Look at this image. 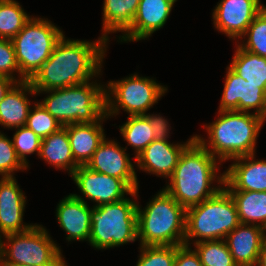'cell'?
<instances>
[{
  "label": "cell",
  "instance_id": "1",
  "mask_svg": "<svg viewBox=\"0 0 266 266\" xmlns=\"http://www.w3.org/2000/svg\"><path fill=\"white\" fill-rule=\"evenodd\" d=\"M108 44L103 36L87 41L63 35L50 57L29 80L32 88L35 92L62 89L102 76Z\"/></svg>",
  "mask_w": 266,
  "mask_h": 266
},
{
  "label": "cell",
  "instance_id": "2",
  "mask_svg": "<svg viewBox=\"0 0 266 266\" xmlns=\"http://www.w3.org/2000/svg\"><path fill=\"white\" fill-rule=\"evenodd\" d=\"M220 165L222 163L194 139L181 153L163 189L185 209L198 205L223 188L224 172H219Z\"/></svg>",
  "mask_w": 266,
  "mask_h": 266
},
{
  "label": "cell",
  "instance_id": "3",
  "mask_svg": "<svg viewBox=\"0 0 266 266\" xmlns=\"http://www.w3.org/2000/svg\"><path fill=\"white\" fill-rule=\"evenodd\" d=\"M215 121L203 128L208 137L195 139L221 163L238 157L256 154L257 138L263 123L261 117L242 111H218Z\"/></svg>",
  "mask_w": 266,
  "mask_h": 266
},
{
  "label": "cell",
  "instance_id": "4",
  "mask_svg": "<svg viewBox=\"0 0 266 266\" xmlns=\"http://www.w3.org/2000/svg\"><path fill=\"white\" fill-rule=\"evenodd\" d=\"M185 222L186 209L162 188L144 208L137 204L139 245H183Z\"/></svg>",
  "mask_w": 266,
  "mask_h": 266
},
{
  "label": "cell",
  "instance_id": "5",
  "mask_svg": "<svg viewBox=\"0 0 266 266\" xmlns=\"http://www.w3.org/2000/svg\"><path fill=\"white\" fill-rule=\"evenodd\" d=\"M99 77L62 89L36 92L37 96L47 94L39 103L62 127L98 122L105 115V84L98 83Z\"/></svg>",
  "mask_w": 266,
  "mask_h": 266
},
{
  "label": "cell",
  "instance_id": "6",
  "mask_svg": "<svg viewBox=\"0 0 266 266\" xmlns=\"http://www.w3.org/2000/svg\"><path fill=\"white\" fill-rule=\"evenodd\" d=\"M138 190L129 197L113 203L93 206L90 213L89 244L95 250H108L138 240Z\"/></svg>",
  "mask_w": 266,
  "mask_h": 266
},
{
  "label": "cell",
  "instance_id": "7",
  "mask_svg": "<svg viewBox=\"0 0 266 266\" xmlns=\"http://www.w3.org/2000/svg\"><path fill=\"white\" fill-rule=\"evenodd\" d=\"M239 224L235 201L223 187L213 197L186 209L184 245L224 240Z\"/></svg>",
  "mask_w": 266,
  "mask_h": 266
},
{
  "label": "cell",
  "instance_id": "8",
  "mask_svg": "<svg viewBox=\"0 0 266 266\" xmlns=\"http://www.w3.org/2000/svg\"><path fill=\"white\" fill-rule=\"evenodd\" d=\"M61 251L42 224L0 238L1 265L68 266Z\"/></svg>",
  "mask_w": 266,
  "mask_h": 266
},
{
  "label": "cell",
  "instance_id": "9",
  "mask_svg": "<svg viewBox=\"0 0 266 266\" xmlns=\"http://www.w3.org/2000/svg\"><path fill=\"white\" fill-rule=\"evenodd\" d=\"M105 115L116 117L122 109L128 115L147 114L168 91L153 77L130 74L120 80H110L105 84Z\"/></svg>",
  "mask_w": 266,
  "mask_h": 266
},
{
  "label": "cell",
  "instance_id": "10",
  "mask_svg": "<svg viewBox=\"0 0 266 266\" xmlns=\"http://www.w3.org/2000/svg\"><path fill=\"white\" fill-rule=\"evenodd\" d=\"M54 24L48 18L33 16L11 40L20 76L25 80L35 75L64 35L63 30Z\"/></svg>",
  "mask_w": 266,
  "mask_h": 266
},
{
  "label": "cell",
  "instance_id": "11",
  "mask_svg": "<svg viewBox=\"0 0 266 266\" xmlns=\"http://www.w3.org/2000/svg\"><path fill=\"white\" fill-rule=\"evenodd\" d=\"M70 177L82 194L73 195L84 202L92 201L93 206L120 201L134 192L124 180L92 171L85 165H79Z\"/></svg>",
  "mask_w": 266,
  "mask_h": 266
},
{
  "label": "cell",
  "instance_id": "12",
  "mask_svg": "<svg viewBox=\"0 0 266 266\" xmlns=\"http://www.w3.org/2000/svg\"><path fill=\"white\" fill-rule=\"evenodd\" d=\"M127 147L114 139L104 138L85 165L90 170L124 180L134 191L139 189L136 164L132 162ZM135 167V168H134Z\"/></svg>",
  "mask_w": 266,
  "mask_h": 266
},
{
  "label": "cell",
  "instance_id": "13",
  "mask_svg": "<svg viewBox=\"0 0 266 266\" xmlns=\"http://www.w3.org/2000/svg\"><path fill=\"white\" fill-rule=\"evenodd\" d=\"M223 87L218 111L235 110L261 116L265 106L266 88L244 80L229 66L226 67Z\"/></svg>",
  "mask_w": 266,
  "mask_h": 266
},
{
  "label": "cell",
  "instance_id": "14",
  "mask_svg": "<svg viewBox=\"0 0 266 266\" xmlns=\"http://www.w3.org/2000/svg\"><path fill=\"white\" fill-rule=\"evenodd\" d=\"M266 5L261 0H220L212 11L214 29L236 42Z\"/></svg>",
  "mask_w": 266,
  "mask_h": 266
},
{
  "label": "cell",
  "instance_id": "15",
  "mask_svg": "<svg viewBox=\"0 0 266 266\" xmlns=\"http://www.w3.org/2000/svg\"><path fill=\"white\" fill-rule=\"evenodd\" d=\"M178 0H140L132 24L116 37L118 42L147 40L164 27Z\"/></svg>",
  "mask_w": 266,
  "mask_h": 266
},
{
  "label": "cell",
  "instance_id": "16",
  "mask_svg": "<svg viewBox=\"0 0 266 266\" xmlns=\"http://www.w3.org/2000/svg\"><path fill=\"white\" fill-rule=\"evenodd\" d=\"M194 139L195 135L186 142L175 144L169 140H154L135 158L136 170L168 179L177 166L181 153Z\"/></svg>",
  "mask_w": 266,
  "mask_h": 266
},
{
  "label": "cell",
  "instance_id": "17",
  "mask_svg": "<svg viewBox=\"0 0 266 266\" xmlns=\"http://www.w3.org/2000/svg\"><path fill=\"white\" fill-rule=\"evenodd\" d=\"M26 200L16 177H0V238L25 232L34 225L23 222Z\"/></svg>",
  "mask_w": 266,
  "mask_h": 266
},
{
  "label": "cell",
  "instance_id": "18",
  "mask_svg": "<svg viewBox=\"0 0 266 266\" xmlns=\"http://www.w3.org/2000/svg\"><path fill=\"white\" fill-rule=\"evenodd\" d=\"M224 170L223 187L227 191H266V160L247 155L233 160Z\"/></svg>",
  "mask_w": 266,
  "mask_h": 266
},
{
  "label": "cell",
  "instance_id": "19",
  "mask_svg": "<svg viewBox=\"0 0 266 266\" xmlns=\"http://www.w3.org/2000/svg\"><path fill=\"white\" fill-rule=\"evenodd\" d=\"M92 206L76 198L72 193L62 198L56 206V218L65 231L66 241H87L91 232L90 213Z\"/></svg>",
  "mask_w": 266,
  "mask_h": 266
},
{
  "label": "cell",
  "instance_id": "20",
  "mask_svg": "<svg viewBox=\"0 0 266 266\" xmlns=\"http://www.w3.org/2000/svg\"><path fill=\"white\" fill-rule=\"evenodd\" d=\"M224 240L238 266H256L265 240L262 227L240 223Z\"/></svg>",
  "mask_w": 266,
  "mask_h": 266
},
{
  "label": "cell",
  "instance_id": "21",
  "mask_svg": "<svg viewBox=\"0 0 266 266\" xmlns=\"http://www.w3.org/2000/svg\"><path fill=\"white\" fill-rule=\"evenodd\" d=\"M28 95L32 97L37 95L29 80L16 82L10 88L0 102L1 127L12 130L25 126L31 106L34 104Z\"/></svg>",
  "mask_w": 266,
  "mask_h": 266
},
{
  "label": "cell",
  "instance_id": "22",
  "mask_svg": "<svg viewBox=\"0 0 266 266\" xmlns=\"http://www.w3.org/2000/svg\"><path fill=\"white\" fill-rule=\"evenodd\" d=\"M108 120L104 115L98 122L73 123L63 126L67 130L72 155L79 165H86L99 144L106 137L103 122Z\"/></svg>",
  "mask_w": 266,
  "mask_h": 266
},
{
  "label": "cell",
  "instance_id": "23",
  "mask_svg": "<svg viewBox=\"0 0 266 266\" xmlns=\"http://www.w3.org/2000/svg\"><path fill=\"white\" fill-rule=\"evenodd\" d=\"M38 158L55 169L67 171L69 176L79 167L72 155L67 130L64 127L42 139Z\"/></svg>",
  "mask_w": 266,
  "mask_h": 266
},
{
  "label": "cell",
  "instance_id": "24",
  "mask_svg": "<svg viewBox=\"0 0 266 266\" xmlns=\"http://www.w3.org/2000/svg\"><path fill=\"white\" fill-rule=\"evenodd\" d=\"M140 0H104L102 7V33L108 42L109 34L124 32L136 15Z\"/></svg>",
  "mask_w": 266,
  "mask_h": 266
},
{
  "label": "cell",
  "instance_id": "25",
  "mask_svg": "<svg viewBox=\"0 0 266 266\" xmlns=\"http://www.w3.org/2000/svg\"><path fill=\"white\" fill-rule=\"evenodd\" d=\"M235 201L240 223L263 227L266 223V191H228Z\"/></svg>",
  "mask_w": 266,
  "mask_h": 266
},
{
  "label": "cell",
  "instance_id": "26",
  "mask_svg": "<svg viewBox=\"0 0 266 266\" xmlns=\"http://www.w3.org/2000/svg\"><path fill=\"white\" fill-rule=\"evenodd\" d=\"M236 50L229 67L244 80L266 88V57L242 49L235 42Z\"/></svg>",
  "mask_w": 266,
  "mask_h": 266
},
{
  "label": "cell",
  "instance_id": "27",
  "mask_svg": "<svg viewBox=\"0 0 266 266\" xmlns=\"http://www.w3.org/2000/svg\"><path fill=\"white\" fill-rule=\"evenodd\" d=\"M119 130L123 141L134 150V158L155 140L152 127L144 115L127 116V121L119 125Z\"/></svg>",
  "mask_w": 266,
  "mask_h": 266
},
{
  "label": "cell",
  "instance_id": "28",
  "mask_svg": "<svg viewBox=\"0 0 266 266\" xmlns=\"http://www.w3.org/2000/svg\"><path fill=\"white\" fill-rule=\"evenodd\" d=\"M31 17L18 1L0 3V38L12 40Z\"/></svg>",
  "mask_w": 266,
  "mask_h": 266
},
{
  "label": "cell",
  "instance_id": "29",
  "mask_svg": "<svg viewBox=\"0 0 266 266\" xmlns=\"http://www.w3.org/2000/svg\"><path fill=\"white\" fill-rule=\"evenodd\" d=\"M239 39L236 43L242 49L266 57V6L256 15Z\"/></svg>",
  "mask_w": 266,
  "mask_h": 266
},
{
  "label": "cell",
  "instance_id": "30",
  "mask_svg": "<svg viewBox=\"0 0 266 266\" xmlns=\"http://www.w3.org/2000/svg\"><path fill=\"white\" fill-rule=\"evenodd\" d=\"M202 266H238L225 240L201 241L193 244Z\"/></svg>",
  "mask_w": 266,
  "mask_h": 266
},
{
  "label": "cell",
  "instance_id": "31",
  "mask_svg": "<svg viewBox=\"0 0 266 266\" xmlns=\"http://www.w3.org/2000/svg\"><path fill=\"white\" fill-rule=\"evenodd\" d=\"M36 101L30 109L25 126L43 139L57 132L62 126L38 100Z\"/></svg>",
  "mask_w": 266,
  "mask_h": 266
},
{
  "label": "cell",
  "instance_id": "32",
  "mask_svg": "<svg viewBox=\"0 0 266 266\" xmlns=\"http://www.w3.org/2000/svg\"><path fill=\"white\" fill-rule=\"evenodd\" d=\"M12 130H15L12 141L17 157L27 168H30L27 157L32 154L39 156L42 139L26 126Z\"/></svg>",
  "mask_w": 266,
  "mask_h": 266
},
{
  "label": "cell",
  "instance_id": "33",
  "mask_svg": "<svg viewBox=\"0 0 266 266\" xmlns=\"http://www.w3.org/2000/svg\"><path fill=\"white\" fill-rule=\"evenodd\" d=\"M136 266H174L176 257L175 245L142 246L139 247Z\"/></svg>",
  "mask_w": 266,
  "mask_h": 266
},
{
  "label": "cell",
  "instance_id": "34",
  "mask_svg": "<svg viewBox=\"0 0 266 266\" xmlns=\"http://www.w3.org/2000/svg\"><path fill=\"white\" fill-rule=\"evenodd\" d=\"M28 169L17 157L13 141L0 131V176L15 177L16 171Z\"/></svg>",
  "mask_w": 266,
  "mask_h": 266
},
{
  "label": "cell",
  "instance_id": "35",
  "mask_svg": "<svg viewBox=\"0 0 266 266\" xmlns=\"http://www.w3.org/2000/svg\"><path fill=\"white\" fill-rule=\"evenodd\" d=\"M0 75L9 77L16 82L25 81V79L20 76V69L16 61L14 46L9 39L0 38Z\"/></svg>",
  "mask_w": 266,
  "mask_h": 266
},
{
  "label": "cell",
  "instance_id": "36",
  "mask_svg": "<svg viewBox=\"0 0 266 266\" xmlns=\"http://www.w3.org/2000/svg\"><path fill=\"white\" fill-rule=\"evenodd\" d=\"M144 116L148 119V122L152 127L155 140H169V137L171 136V126L168 119H165L160 113L150 114L149 112L144 114Z\"/></svg>",
  "mask_w": 266,
  "mask_h": 266
},
{
  "label": "cell",
  "instance_id": "37",
  "mask_svg": "<svg viewBox=\"0 0 266 266\" xmlns=\"http://www.w3.org/2000/svg\"><path fill=\"white\" fill-rule=\"evenodd\" d=\"M174 266H202L200 257L192 246H176Z\"/></svg>",
  "mask_w": 266,
  "mask_h": 266
},
{
  "label": "cell",
  "instance_id": "38",
  "mask_svg": "<svg viewBox=\"0 0 266 266\" xmlns=\"http://www.w3.org/2000/svg\"><path fill=\"white\" fill-rule=\"evenodd\" d=\"M15 83L13 79L0 75V102Z\"/></svg>",
  "mask_w": 266,
  "mask_h": 266
},
{
  "label": "cell",
  "instance_id": "39",
  "mask_svg": "<svg viewBox=\"0 0 266 266\" xmlns=\"http://www.w3.org/2000/svg\"><path fill=\"white\" fill-rule=\"evenodd\" d=\"M256 266H266V239L263 241Z\"/></svg>",
  "mask_w": 266,
  "mask_h": 266
},
{
  "label": "cell",
  "instance_id": "40",
  "mask_svg": "<svg viewBox=\"0 0 266 266\" xmlns=\"http://www.w3.org/2000/svg\"><path fill=\"white\" fill-rule=\"evenodd\" d=\"M260 117H261L262 123L264 124V122L266 121V98H265V106H264L263 112Z\"/></svg>",
  "mask_w": 266,
  "mask_h": 266
},
{
  "label": "cell",
  "instance_id": "41",
  "mask_svg": "<svg viewBox=\"0 0 266 266\" xmlns=\"http://www.w3.org/2000/svg\"><path fill=\"white\" fill-rule=\"evenodd\" d=\"M262 231H263L264 239H266V223H265V225L262 227Z\"/></svg>",
  "mask_w": 266,
  "mask_h": 266
},
{
  "label": "cell",
  "instance_id": "42",
  "mask_svg": "<svg viewBox=\"0 0 266 266\" xmlns=\"http://www.w3.org/2000/svg\"><path fill=\"white\" fill-rule=\"evenodd\" d=\"M16 0H0V3H3V2H15Z\"/></svg>",
  "mask_w": 266,
  "mask_h": 266
},
{
  "label": "cell",
  "instance_id": "43",
  "mask_svg": "<svg viewBox=\"0 0 266 266\" xmlns=\"http://www.w3.org/2000/svg\"><path fill=\"white\" fill-rule=\"evenodd\" d=\"M2 266H31V265H2Z\"/></svg>",
  "mask_w": 266,
  "mask_h": 266
}]
</instances>
